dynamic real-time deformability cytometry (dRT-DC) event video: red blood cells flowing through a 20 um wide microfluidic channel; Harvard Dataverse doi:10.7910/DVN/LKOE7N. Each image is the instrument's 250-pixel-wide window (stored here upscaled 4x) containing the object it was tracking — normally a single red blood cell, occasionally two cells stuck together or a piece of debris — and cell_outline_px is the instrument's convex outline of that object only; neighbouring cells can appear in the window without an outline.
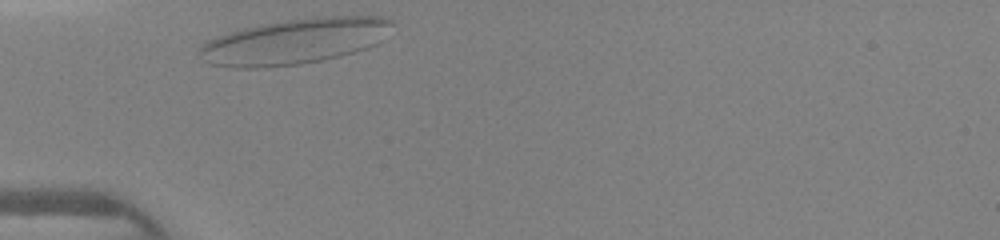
{"species": "human", "species_latin": "Homo sapiens", "temperature_condition": "warm", "stored_images_in_passage": 24, "camera_frame_rate_fps": 3000, "um_per_image_px": 0.085, "donor": {"sex": "female"}, "frame": {"image": 1, "passage_image": 1, "time_ms": 0.0, "image_size_px": [1000, 240], "cell_outline_px": [[392, 24], [384, 40], [368, 48], [340, 56], [300, 64], [264, 68], [232, 68], [208, 64], [204, 60], [200, 52], [200, 44], [204, 40], [228, 32], [260, 24], [316, 16], [384, 16], [392, 20]], "centroid_in_image_um": [25.04, 3.51], "position_along_channel_um": 60.0, "area_um2": 51.62}}
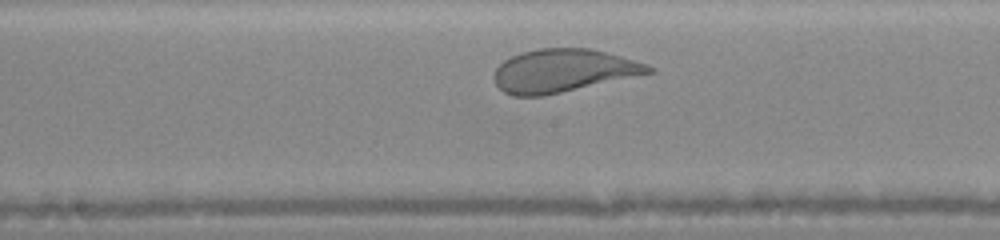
{"frame": {"image": 2, "passage_image": 11, "time_ms": 3.333, "image_size_px": [1000, 240], "cell_outline_px": [[656, 72], [544, 96], [512, 96], [504, 92], [496, 84], [496, 68], [504, 60], [520, 52], [536, 48], [592, 48], [648, 64], [656, 68]], "centroid_in_image_um": [47.91, 6.0], "position_along_channel_um": 200.3, "area_um2": 38.84}}
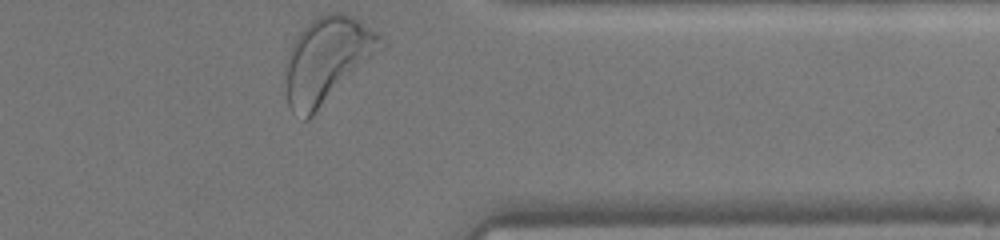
{"frame": {"image": 3, "passage_image": 24, "time_ms": 7.667, "image_size_px": [1000, 240], "cell_outline_px": [[380, 44], [372, 56], [308, 120], [304, 120], [292, 112], [288, 104], [288, 52], [292, 44], [300, 32], [316, 16], [328, 12], [340, 12], [352, 16], [376, 32], [380, 36]], "centroid_in_image_um": [27.75, 5.07], "position_along_channel_um": 383.7, "area_um2": 45.26}}